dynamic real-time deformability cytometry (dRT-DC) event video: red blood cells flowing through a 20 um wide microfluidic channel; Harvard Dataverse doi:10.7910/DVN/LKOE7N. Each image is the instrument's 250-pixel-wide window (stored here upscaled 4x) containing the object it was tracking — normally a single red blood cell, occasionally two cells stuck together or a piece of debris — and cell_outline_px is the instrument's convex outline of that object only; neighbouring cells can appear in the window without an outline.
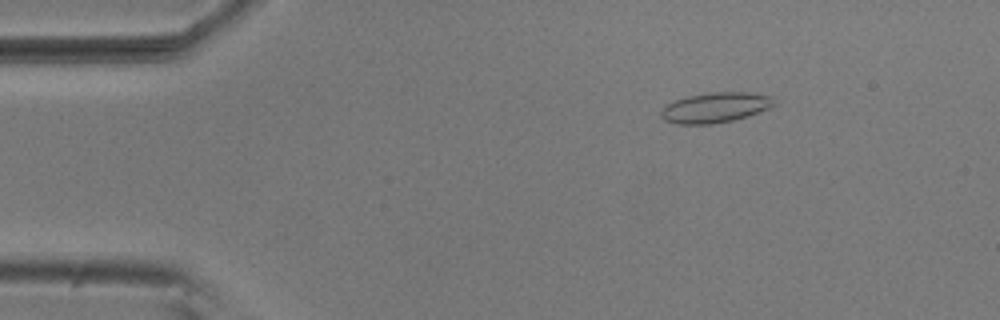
{"species": "common noctule bat (a hibernating species)", "species_latin": "Nyctalus noctula", "temperature_condition": "room temperature", "stored_images_in_passage": 54, "camera_frame_rate_fps": 3000, "um_per_image_px": 0.085, "animal": {"sex": "male", "body_mass_g": 20.5, "forearm_length_mm": 52.5}, "frame": {"image": 1, "passage_image": 8, "time_ms": 2.333, "image_size_px": [1000, 320], "cell_outline_px": [[776, 104], [760, 112], [748, 116], [732, 120], [712, 124], [676, 124], [664, 120], [660, 116], [660, 108], [676, 100], [688, 96], [708, 92], [748, 92], [772, 96]], "centroid_in_image_um": [60.79, 9.14], "position_along_channel_um": 24.2, "area_um2": 20.0}}
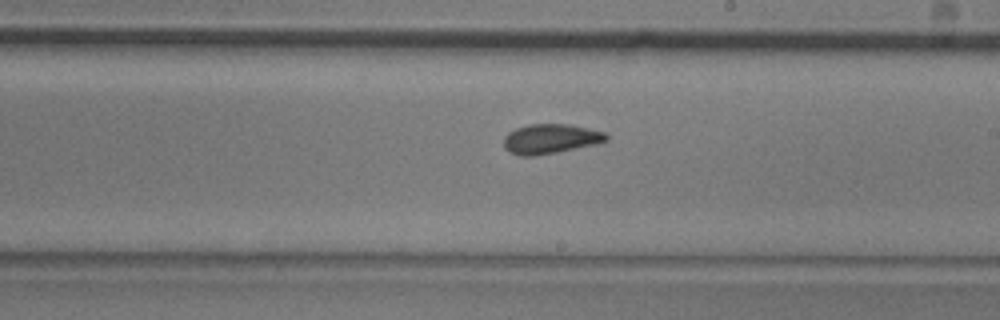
{"frame": {"image": 2, "passage_image": 31, "time_ms": 10.0, "image_size_px": [1000, 320], "cell_outline_px": [[608, 140], [596, 144], [536, 156], [520, 156], [512, 152], [504, 144], [504, 136], [508, 132], [516, 128], [528, 124], [568, 124], [604, 132], [608, 136]], "centroid_in_image_um": [46.79, 11.79], "position_along_channel_um": 242.2, "area_um2": 17.51}}
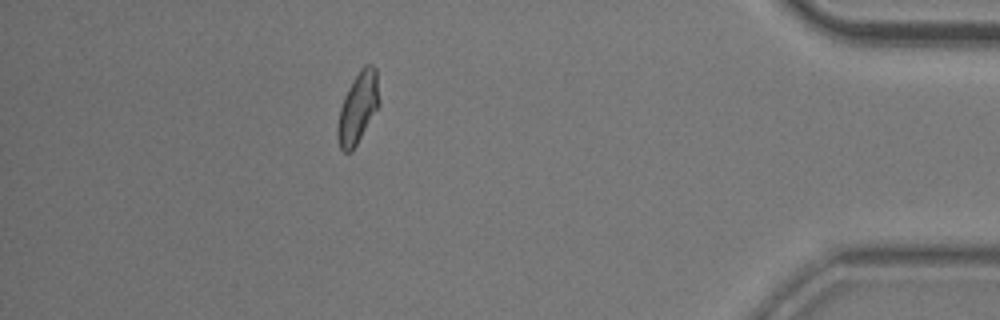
{"frame": {"image": 3, "passage_image": 48, "time_ms": 15.667, "image_size_px": [1000, 320], "cell_outline_px": [[380, 104], [352, 152], [344, 152], [340, 148], [336, 136], [336, 128], [340, 108], [344, 96], [352, 80], [360, 68], [364, 64], [372, 64], [376, 68], [380, 100]], "centroid_in_image_um": [30.42, 9.15], "position_along_channel_um": 404.8, "area_um2": 17.46}, "authors_computed_cell_mechanics": {"area_um2": 17.4556, "velocity_mm_per_s": 3.7046, "shape_relaxation_time_tau1_ms": 8.8385, "shape_relaxation_time_tau2_ms": 2.5263, "deformation_change_tau1": 0.1435, "deformation_change_tau2": 0.0547}}